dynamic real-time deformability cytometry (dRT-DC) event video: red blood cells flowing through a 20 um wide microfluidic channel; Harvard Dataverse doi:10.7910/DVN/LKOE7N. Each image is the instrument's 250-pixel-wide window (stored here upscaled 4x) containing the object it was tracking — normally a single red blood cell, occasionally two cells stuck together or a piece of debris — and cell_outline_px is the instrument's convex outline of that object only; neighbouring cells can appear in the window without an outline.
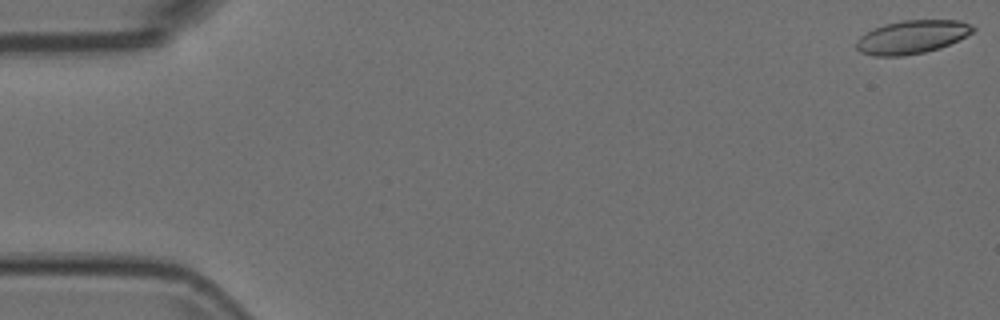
{"species": "Egyptian fruit bat (a non-hibernating species)", "species_latin": "Rousettus aegyptiacus", "temperature_condition": "room temperature", "stored_images_in_passage": 54, "camera_frame_rate_fps": 3000, "um_per_image_px": 0.085, "animal": {"sex": "female"}, "frame": {"image": 1, "passage_image": 1, "time_ms": 0.0, "image_size_px": [1000, 320], "cell_outline_px": [[976, 28], [972, 32], [940, 48], [924, 52], [904, 56], [872, 56], [860, 52], [856, 48], [856, 40], [860, 36], [884, 24], [904, 20], [960, 20], [972, 24]], "centroid_in_image_um": [77.5, 3.15], "position_along_channel_um": 7.5, "area_um2": 22.54}}
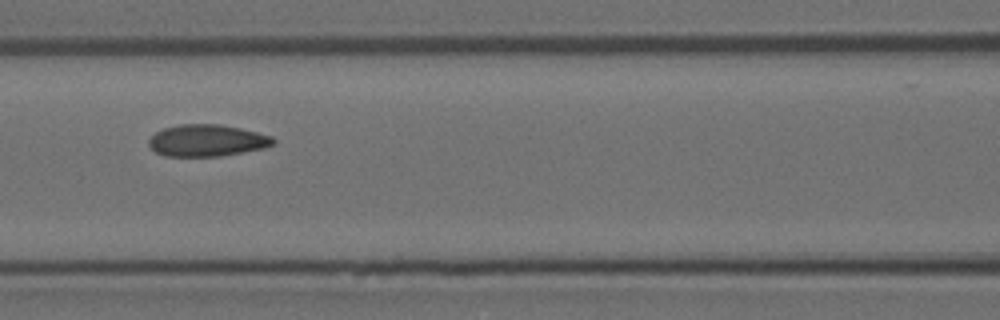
{"frame": {"image": 2, "passage_image": 24, "time_ms": 7.667, "image_size_px": [1000, 320], "cell_outline_px": [[276, 140], [272, 144], [264, 148], [220, 156], [164, 156], [156, 152], [148, 144], [148, 140], [156, 132], [164, 128], [180, 124], [220, 124], [240, 128], [272, 136]], "centroid_in_image_um": [17.58, 11.94], "position_along_channel_um": 149.0, "area_um2": 22.95}}
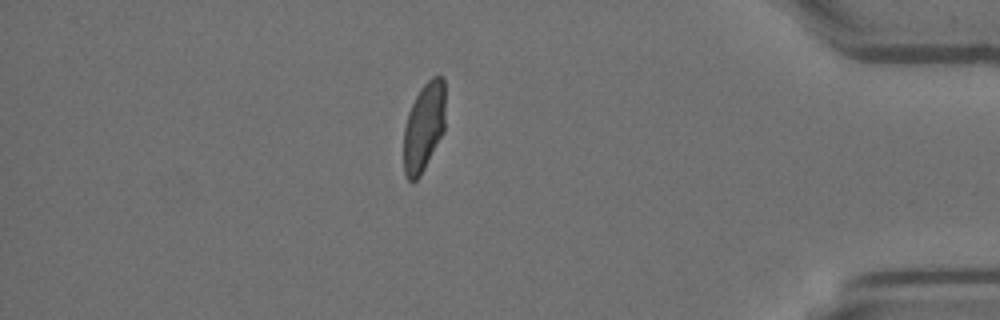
{"frame": {"image": 3, "passage_image": 47, "time_ms": 15.333, "image_size_px": [1000, 320], "cell_outline_px": [[444, 132], [420, 176], [416, 180], [408, 180], [404, 176], [404, 128], [408, 112], [420, 88], [432, 76], [444, 76]], "centroid_in_image_um": [36.02, 10.79], "position_along_channel_um": 399.2, "area_um2": 21.56}}